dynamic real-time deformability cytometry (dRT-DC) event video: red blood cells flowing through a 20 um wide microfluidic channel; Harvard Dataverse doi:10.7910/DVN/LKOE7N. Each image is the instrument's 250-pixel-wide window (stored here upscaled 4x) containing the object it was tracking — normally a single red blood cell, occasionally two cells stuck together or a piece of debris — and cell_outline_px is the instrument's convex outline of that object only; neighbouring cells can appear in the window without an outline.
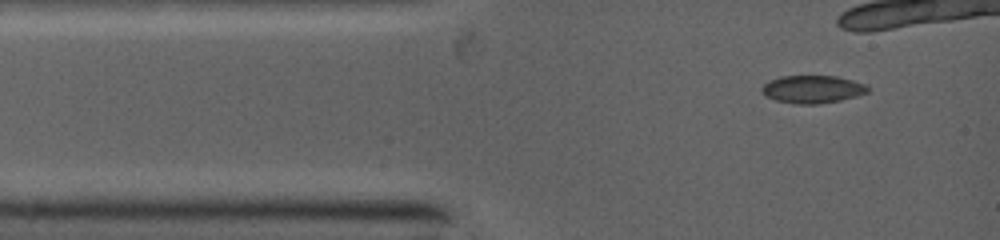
{"species": "common noctule bat (a hibernating species)", "species_latin": "Nyctalus noctula", "temperature_condition": "warm", "stored_images_in_passage": 10, "camera_frame_rate_fps": 5000, "um_per_image_px": 0.085, "animal": {"sex": "female", "body_mass_g": 19.0, "forearm_length_mm": 53.3}, "frame": {"image": 1, "passage_image": 1, "time_ms": 0.0, "image_size_px": [1000, 240], "cell_outline_px": [[868, 92], [856, 96], [840, 100], [816, 104], [792, 104], [776, 100], [764, 96], [760, 92], [760, 88], [768, 80], [780, 76], [836, 76], [868, 84]], "centroid_in_image_um": [69.01, 7.58], "position_along_channel_um": 16.0, "area_um2": 17.34}}